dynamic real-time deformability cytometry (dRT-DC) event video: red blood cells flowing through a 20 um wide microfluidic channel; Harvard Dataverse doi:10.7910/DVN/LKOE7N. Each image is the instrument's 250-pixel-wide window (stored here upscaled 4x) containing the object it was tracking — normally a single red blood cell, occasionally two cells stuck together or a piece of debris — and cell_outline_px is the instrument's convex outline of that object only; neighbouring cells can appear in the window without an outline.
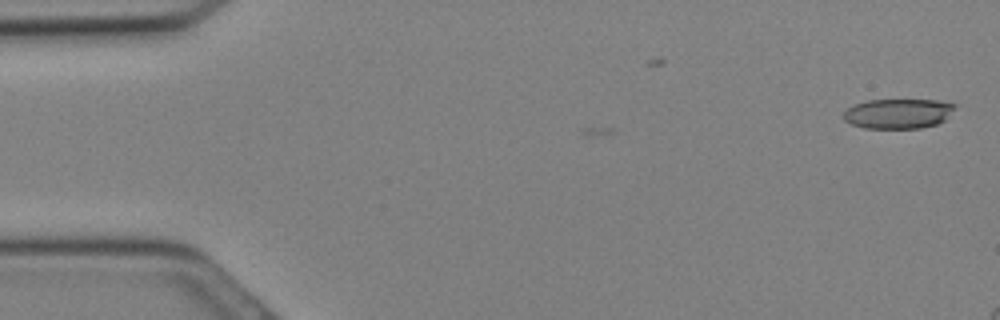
{"species": "Egyptian fruit bat (a non-hibernating species)", "species_latin": "Rousettus aegyptiacus", "temperature_condition": "cold", "stored_images_in_passage": 2, "camera_frame_rate_fps": 3000, "um_per_image_px": 0.085, "animal": {"sex": "female"}, "frame": {"image": 1, "passage_image": 2, "time_ms": 0.333, "image_size_px": [1000, 320], "cell_outline_px": [[956, 104], [944, 120], [936, 124], [920, 128], [864, 128], [852, 124], [844, 120], [844, 112], [852, 104], [868, 100], [936, 100]], "centroid_in_image_um": [76.3, 9.65], "position_along_channel_um": 8.7, "area_um2": 19.19}}